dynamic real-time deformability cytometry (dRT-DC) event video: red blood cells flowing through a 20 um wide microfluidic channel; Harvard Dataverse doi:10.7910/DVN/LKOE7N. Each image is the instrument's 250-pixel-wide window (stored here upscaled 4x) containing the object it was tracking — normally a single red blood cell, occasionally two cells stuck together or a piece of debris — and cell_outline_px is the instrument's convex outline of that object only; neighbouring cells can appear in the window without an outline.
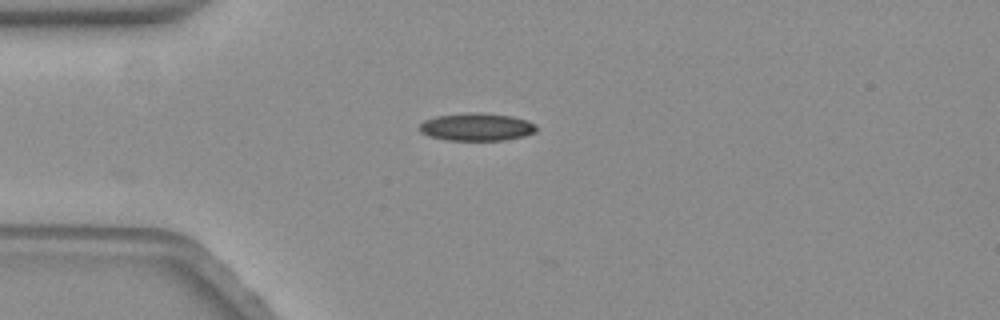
{"species": "common noctule bat (a hibernating species)", "species_latin": "Nyctalus noctula", "temperature_condition": "warm", "stored_images_in_passage": 40, "camera_frame_rate_fps": 3000, "um_per_image_px": 0.085, "animal": {"sex": "female", "body_mass_g": 19.3, "forearm_length_mm": 54.1}, "frame": {"image": 1, "passage_image": 1, "time_ms": 0.0, "image_size_px": [1000, 320], "cell_outline_px": [[536, 132], [524, 136], [504, 140], [448, 140], [428, 136], [420, 132], [420, 124], [424, 120], [436, 116], [468, 112], [480, 112], [512, 116], [528, 120], [536, 124]], "centroid_in_image_um": [40.53, 10.78], "position_along_channel_um": 44.5, "area_um2": 19.02}}
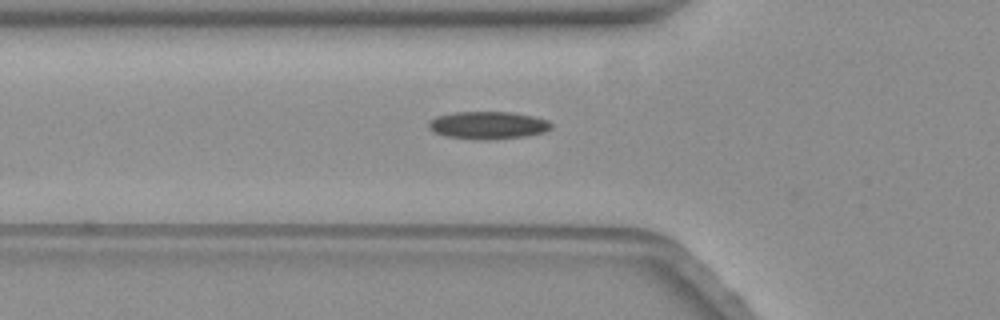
{"frame": {"image": 2, "passage_image": 6, "time_ms": 1.667, "image_size_px": [1000, 320], "cell_outline_px": [[552, 128], [544, 132], [524, 136], [488, 140], [472, 140], [444, 136], [428, 128], [428, 124], [436, 116], [452, 112], [512, 112], [532, 116], [548, 120], [552, 124]], "centroid_in_image_um": [41.47, 10.65], "position_along_channel_um": 84.3, "area_um2": 19.83}}
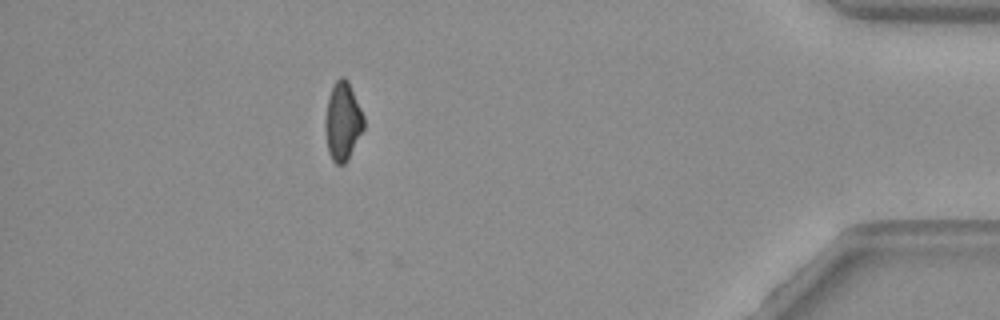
{"frame": {"image": 3, "passage_image": 38, "time_ms": 12.333, "image_size_px": [1000, 320], "cell_outline_px": [[364, 128], [348, 160], [344, 164], [336, 164], [332, 160], [328, 152], [324, 124], [324, 120], [328, 96], [332, 84], [340, 76], [344, 76], [348, 80], [364, 116]], "centroid_in_image_um": [29.11, 10.29], "position_along_channel_um": 406.1, "area_um2": 17.86}}